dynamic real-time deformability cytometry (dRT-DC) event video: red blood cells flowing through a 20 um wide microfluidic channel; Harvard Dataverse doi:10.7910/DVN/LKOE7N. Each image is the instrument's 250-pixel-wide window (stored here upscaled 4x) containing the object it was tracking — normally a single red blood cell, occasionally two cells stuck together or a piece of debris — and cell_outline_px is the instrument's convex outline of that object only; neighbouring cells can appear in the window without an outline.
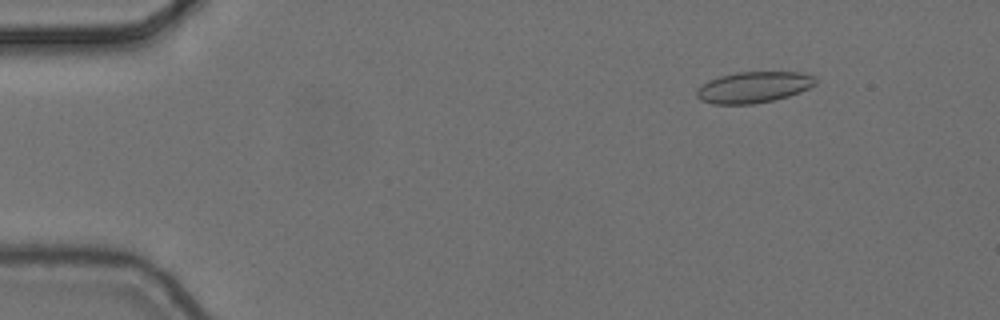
{"species": "common noctule bat (a hibernating species)", "species_latin": "Nyctalus noctula", "temperature_condition": "cold", "stored_images_in_passage": 8, "camera_frame_rate_fps": 3000, "um_per_image_px": 0.085, "animal": {"sex": "female", "body_mass_g": 24.6, "forearm_length_mm": 56.2}, "frame": {"image": 1, "passage_image": 2, "time_ms": 0.333, "image_size_px": [1000, 320], "cell_outline_px": [[816, 84], [800, 92], [788, 96], [772, 100], [752, 104], [712, 104], [700, 100], [696, 96], [696, 92], [708, 80], [720, 76], [736, 72], [800, 72], [812, 76], [816, 80]], "centroid_in_image_um": [64.04, 7.41], "position_along_channel_um": 21.0, "area_um2": 21.39}}
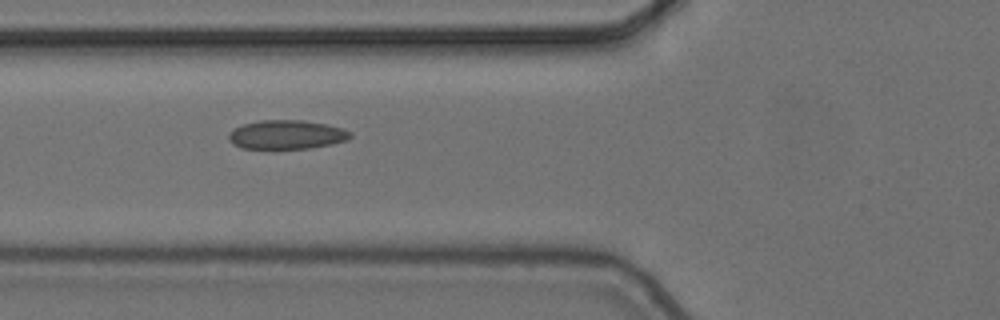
{"frame": {"image": 2, "passage_image": 6, "time_ms": 1.667, "image_size_px": [1000, 320], "cell_outline_px": [[352, 136], [348, 140], [332, 144], [312, 148], [276, 152], [240, 148], [232, 144], [228, 140], [228, 132], [244, 124], [260, 120], [304, 120], [328, 124], [344, 128], [352, 132]], "centroid_in_image_um": [24.35, 11.5], "position_along_channel_um": 101.4, "area_um2": 21.79}}
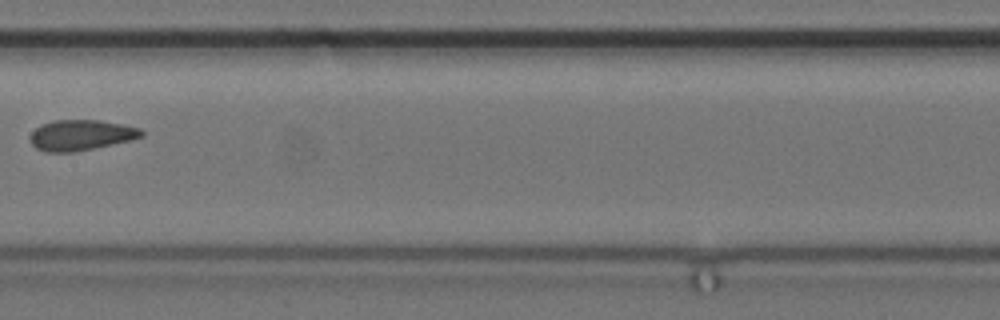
{"frame": {"image": 3, "passage_image": 8, "time_ms": 2.333, "image_size_px": [1000, 320], "cell_outline_px": [[144, 136], [132, 140], [76, 152], [44, 152], [36, 148], [32, 144], [32, 132], [40, 124], [52, 120], [100, 120], [140, 128], [144, 132]], "centroid_in_image_um": [6.9, 11.49], "position_along_channel_um": 200.5, "area_um2": 19.88}}